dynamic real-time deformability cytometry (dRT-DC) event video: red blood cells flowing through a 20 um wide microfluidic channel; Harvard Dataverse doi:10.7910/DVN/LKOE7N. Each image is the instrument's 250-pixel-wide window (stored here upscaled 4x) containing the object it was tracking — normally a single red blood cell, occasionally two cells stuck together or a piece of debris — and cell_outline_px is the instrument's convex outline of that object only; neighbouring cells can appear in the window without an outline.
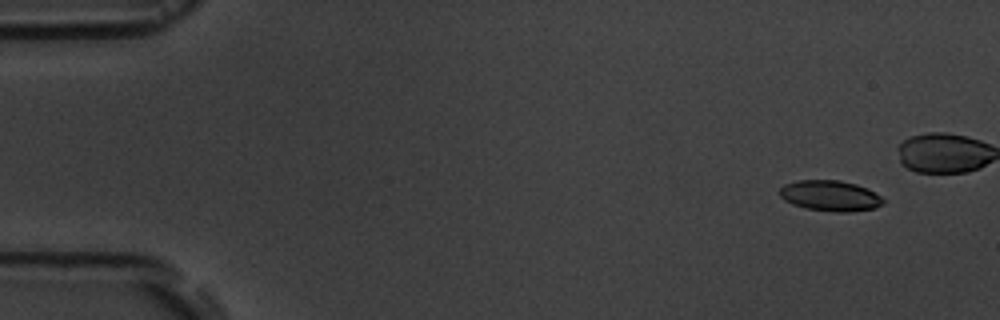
{"species": "common noctule bat (a hibernating species)", "species_latin": "Nyctalus noctula", "temperature_condition": "room temperature", "stored_images_in_passage": 6, "camera_frame_rate_fps": 3000, "um_per_image_px": 0.085, "animal": {"sex": "male", "body_mass_g": 19.5, "forearm_length_mm": 54.6}, "frame": {"image": 1, "passage_image": 2, "time_ms": 1.333, "image_size_px": [1000, 320], "cell_outline_px": [[884, 204], [876, 208], [848, 212], [836, 212], [808, 208], [792, 204], [784, 200], [780, 196], [780, 188], [784, 184], [796, 180], [840, 180], [856, 184], [868, 188], [880, 196], [884, 200]], "centroid_in_image_um": [70.58, 16.63], "position_along_channel_um": 14.4, "area_um2": 18.55}}
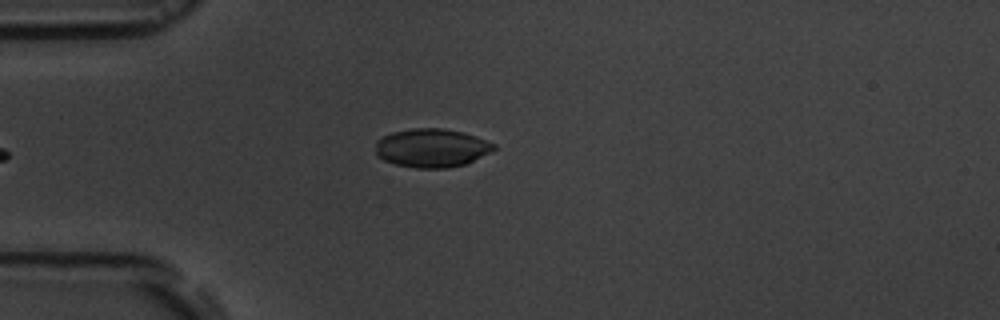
{"frame": {"image": 2, "passage_image": 6, "time_ms": 6.667, "image_size_px": [1000, 320], "cell_outline_px": [[496, 148], [492, 152], [464, 164], [448, 168], [416, 168], [396, 164], [384, 160], [376, 156], [376, 140], [392, 132], [412, 128], [440, 128], [464, 132], [476, 136], [496, 144]], "centroid_in_image_um": [36.7, 12.57], "position_along_channel_um": 48.3, "area_um2": 26.7}}